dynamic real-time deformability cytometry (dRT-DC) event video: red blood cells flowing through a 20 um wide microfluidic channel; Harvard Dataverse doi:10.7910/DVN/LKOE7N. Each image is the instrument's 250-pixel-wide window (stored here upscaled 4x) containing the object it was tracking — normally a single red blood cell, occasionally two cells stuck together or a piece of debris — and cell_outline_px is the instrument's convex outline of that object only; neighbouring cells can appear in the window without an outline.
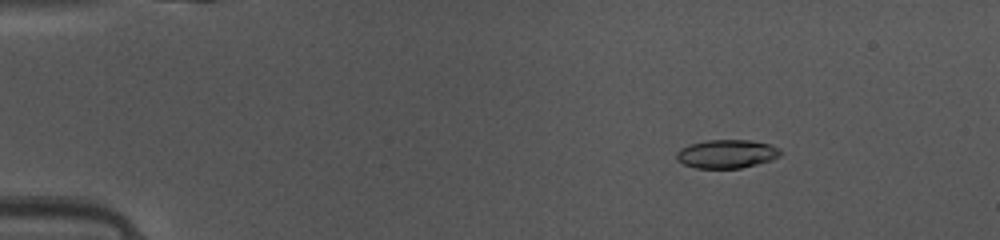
{"species": "common noctule bat (a hibernating species)", "species_latin": "Nyctalus noctula", "temperature_condition": "warm", "stored_images_in_passage": 49, "camera_frame_rate_fps": 3000, "um_per_image_px": 0.085, "animal": {"sex": "female", "body_mass_g": 10.0, "forearm_length_mm": 53.1}, "frame": {"image": 1, "passage_image": 8, "time_ms": 2.333, "image_size_px": [1000, 240], "cell_outline_px": [[784, 152], [780, 156], [772, 160], [740, 168], [696, 168], [684, 164], [676, 160], [676, 152], [680, 148], [688, 144], [708, 140], [752, 140], [768, 144], [780, 148]], "centroid_in_image_um": [61.77, 13.07], "position_along_channel_um": 23.2, "area_um2": 17.46}}
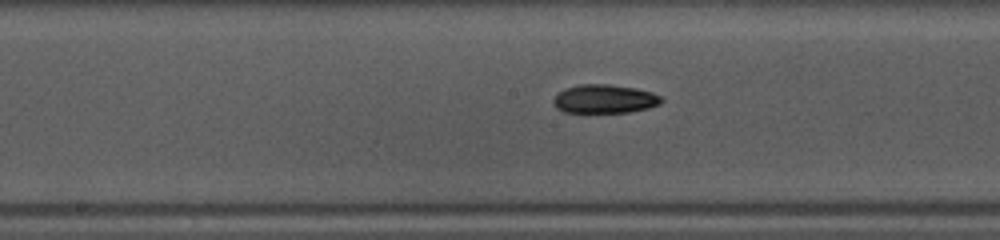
{"frame": {"image": 2, "passage_image": 26, "time_ms": 8.333, "image_size_px": [1000, 240], "cell_outline_px": [[664, 100], [660, 104], [648, 108], [628, 112], [588, 116], [584, 116], [564, 112], [556, 108], [552, 104], [552, 100], [564, 88], [580, 84], [608, 84], [636, 88], [652, 92], [660, 96]], "centroid_in_image_um": [51.33, 8.47], "position_along_channel_um": 196.9, "area_um2": 19.07}}
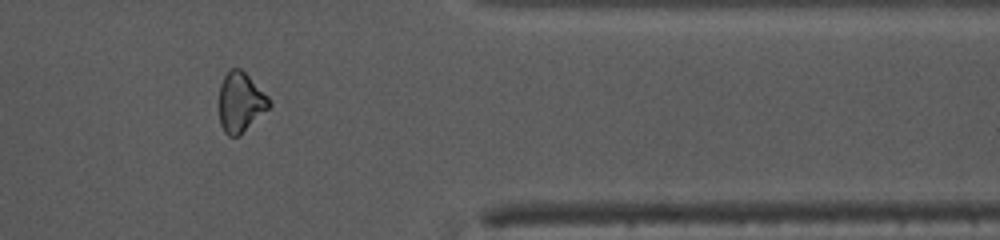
{"frame": {"image": 3, "passage_image": 41, "time_ms": 13.333, "image_size_px": [1000, 240], "cell_outline_px": [[272, 104], [268, 108], [236, 136], [228, 136], [224, 132], [220, 124], [220, 84], [224, 76], [232, 68], [240, 68], [268, 96]], "centroid_in_image_um": [20.42, 8.66], "position_along_channel_um": 391.0, "area_um2": 16.82}, "authors_computed_cell_mechanics": {"area_um2": 17.8602, "velocity_mm_per_s": 4.1513, "shape_relaxation_time_tau1_ms": 2.6193, "shape_relaxation_time_tau2_ms": null, "deformation_change_tau1": 0.1218, "deformation_change_tau2": null}}